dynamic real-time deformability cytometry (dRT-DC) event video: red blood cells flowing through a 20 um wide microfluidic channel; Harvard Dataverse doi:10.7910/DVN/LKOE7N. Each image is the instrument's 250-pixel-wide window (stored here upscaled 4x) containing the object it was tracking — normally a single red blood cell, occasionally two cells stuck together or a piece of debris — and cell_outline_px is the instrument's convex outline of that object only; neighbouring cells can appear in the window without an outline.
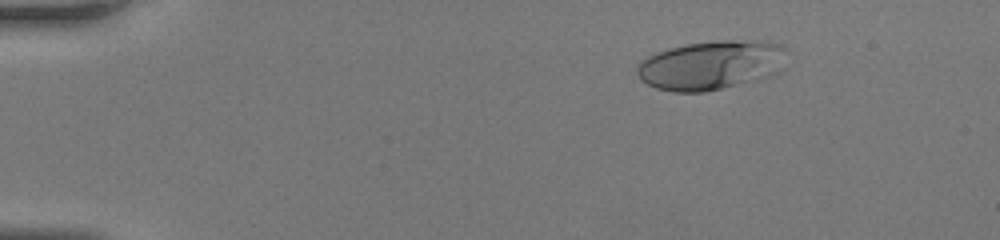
{"species": "human", "species_latin": "Homo sapiens", "temperature_condition": "room temperature", "stored_images_in_passage": 45, "camera_frame_rate_fps": 3000, "um_per_image_px": 0.085, "donor": {"sex": "female"}, "frame": {"image": 1, "passage_image": 8, "time_ms": 2.333, "image_size_px": [1000, 240], "cell_outline_px": [[784, 68], [780, 72], [768, 76], [704, 92], [672, 92], [656, 88], [640, 80], [636, 72], [636, 64], [640, 60], [656, 52], [668, 48], [688, 44], [720, 40], [732, 40], [780, 44]], "centroid_in_image_um": [60.33, 5.55], "position_along_channel_um": 24.7, "area_um2": 42.25}}
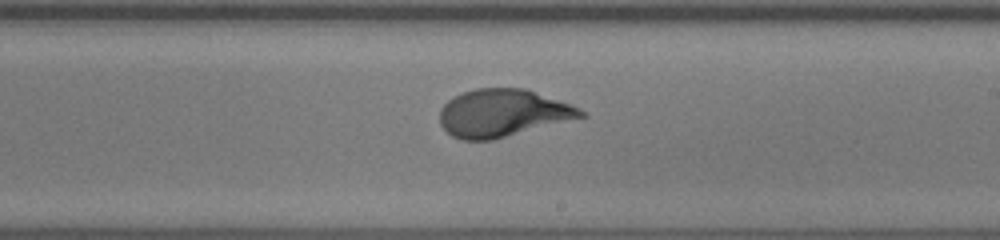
{"frame": {"image": 2, "passage_image": 30, "time_ms": 9.667, "image_size_px": [1000, 240], "cell_outline_px": [[588, 116], [492, 140], [460, 140], [452, 136], [440, 124], [440, 108], [448, 100], [464, 92], [476, 88], [524, 88], [572, 104], [580, 108]], "centroid_in_image_um": [42.75, 9.61], "position_along_channel_um": 246.3, "area_um2": 39.07}}
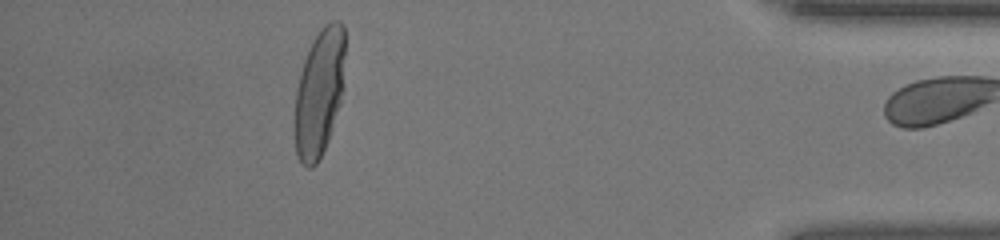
{"frame": {"image": 3, "passage_image": 44, "time_ms": 14.333, "image_size_px": [1000, 240], "cell_outline_px": [[344, 88], [340, 104], [328, 140], [316, 164], [312, 168], [308, 168], [300, 160], [296, 152], [296, 88], [300, 72], [304, 60], [312, 40], [320, 28], [324, 24], [332, 20], [340, 20], [344, 24]], "centroid_in_image_um": [27.17, 7.79], "position_along_channel_um": 408.0, "area_um2": 37.28}}